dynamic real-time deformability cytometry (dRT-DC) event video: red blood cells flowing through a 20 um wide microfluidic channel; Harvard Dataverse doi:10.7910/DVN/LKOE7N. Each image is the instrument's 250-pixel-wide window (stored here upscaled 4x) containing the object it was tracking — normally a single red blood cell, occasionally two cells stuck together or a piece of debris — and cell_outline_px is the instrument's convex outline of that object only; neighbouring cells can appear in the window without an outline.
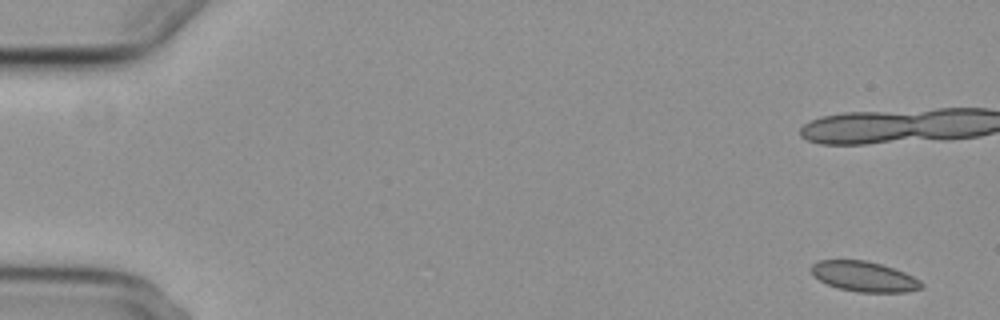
{"species": "common noctule bat (a hibernating species)", "species_latin": "Nyctalus noctula", "temperature_condition": "cold", "stored_images_in_passage": 9, "camera_frame_rate_fps": 3000, "um_per_image_px": 0.085, "animal": {"sex": "female", "body_mass_g": 29.2, "forearm_length_mm": 56.3}, "frame": {"image": 1, "passage_image": 1, "time_ms": 0.0, "image_size_px": [1000, 320], "cell_outline_px": [[924, 288], [908, 292], [860, 292], [836, 288], [812, 276], [812, 264], [820, 260], [864, 260], [880, 264], [904, 272], [920, 280], [924, 284]], "centroid_in_image_um": [73.47, 23.51], "position_along_channel_um": 11.5, "area_um2": 19.36}}